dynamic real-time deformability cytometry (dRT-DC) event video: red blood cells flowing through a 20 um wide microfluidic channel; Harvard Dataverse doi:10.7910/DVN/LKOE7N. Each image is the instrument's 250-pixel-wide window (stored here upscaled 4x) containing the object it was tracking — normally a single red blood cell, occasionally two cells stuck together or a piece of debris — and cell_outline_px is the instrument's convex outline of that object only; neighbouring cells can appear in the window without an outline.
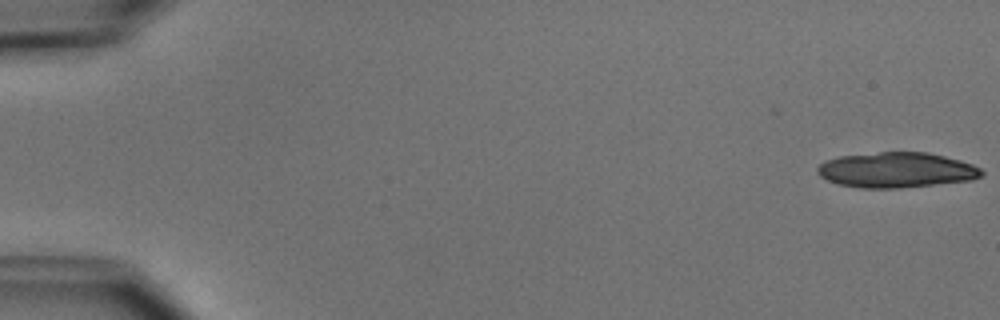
{"species": "common noctule bat (a hibernating species)", "species_latin": "Nyctalus noctula", "temperature_condition": "cold", "stored_images_in_passage": 6, "camera_frame_rate_fps": 3000, "um_per_image_px": 0.085, "animal": {"sex": "male", "body_mass_g": 15.6}, "frame": {"image": 1, "passage_image": 1, "time_ms": 0.0, "image_size_px": [1000, 320], "cell_outline_px": [[984, 176], [972, 180], [896, 188], [860, 188], [840, 184], [828, 180], [820, 176], [816, 172], [816, 168], [824, 160], [840, 156], [880, 152], [928, 152], [960, 160], [972, 164], [980, 168], [984, 172]], "centroid_in_image_um": [76.2, 14.44], "position_along_channel_um": 8.8, "area_um2": 33.76}}